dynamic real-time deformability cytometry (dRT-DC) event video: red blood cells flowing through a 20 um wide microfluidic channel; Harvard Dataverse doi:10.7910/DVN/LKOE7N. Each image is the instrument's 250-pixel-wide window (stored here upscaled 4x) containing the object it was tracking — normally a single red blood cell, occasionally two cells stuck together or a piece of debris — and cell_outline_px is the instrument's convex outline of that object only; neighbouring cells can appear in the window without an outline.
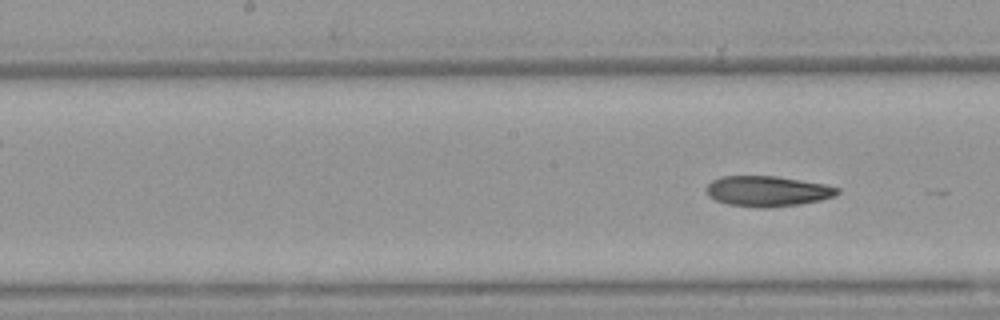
{"species": "Egyptian fruit bat (a non-hibernating species)", "species_latin": "Rousettus aegyptiacus", "temperature_condition": "warm", "stored_images_in_passage": 6, "segment_of_instrument_passage": [2, 2], "camera_frame_rate_fps": 3000, "um_per_image_px": 0.085, "animal": {"sex": "female"}, "frame": {"image": 1, "passage_image": 6, "time_ms": 1.667, "image_size_px": [1000, 320], "cell_outline_px": [[840, 192], [836, 196], [820, 200], [800, 204], [764, 208], [756, 208], [728, 204], [716, 200], [708, 196], [704, 188], [712, 180], [720, 176], [776, 176], [824, 184], [840, 188]], "centroid_in_image_um": [65.21, 16.25], "position_along_channel_um": 183.0, "area_um2": 23.41}}